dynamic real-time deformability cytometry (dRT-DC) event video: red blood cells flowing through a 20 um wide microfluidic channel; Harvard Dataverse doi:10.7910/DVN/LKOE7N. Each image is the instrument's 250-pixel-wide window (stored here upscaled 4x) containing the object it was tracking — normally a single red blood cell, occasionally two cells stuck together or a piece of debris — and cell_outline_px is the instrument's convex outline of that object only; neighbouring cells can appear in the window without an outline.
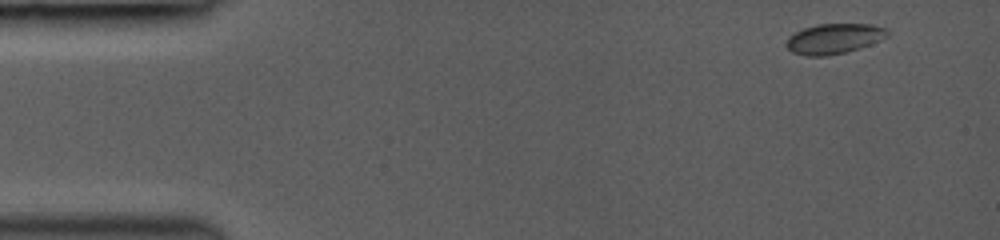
{"species": "common noctule bat (a hibernating species)", "species_latin": "Nyctalus noctula", "temperature_condition": "room temperature", "stored_images_in_passage": 5, "camera_frame_rate_fps": 3000, "um_per_image_px": 0.085, "animal": {"sex": "female", "body_mass_g": 19.0, "forearm_length_mm": 53.3}, "frame": {"image": 1, "passage_image": 1, "time_ms": 0.0, "image_size_px": [1000, 240], "cell_outline_px": [[888, 36], [880, 40], [860, 48], [848, 52], [828, 56], [804, 56], [792, 52], [788, 48], [788, 36], [804, 28], [816, 24], [872, 24], [888, 28]], "centroid_in_image_um": [70.92, 3.29], "position_along_channel_um": 14.1, "area_um2": 17.86}}
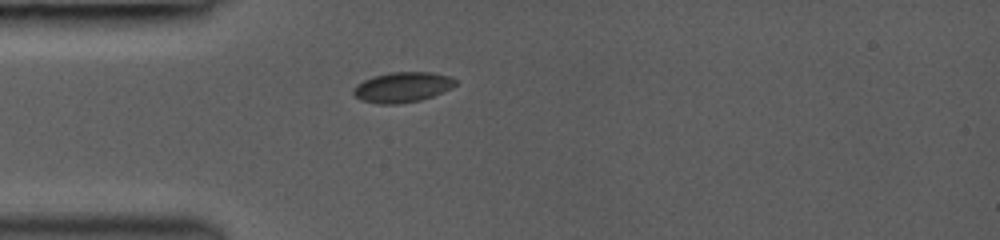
{"frame": {"image": 2, "passage_image": 5, "time_ms": 3.333, "image_size_px": [1000, 240], "cell_outline_px": [[456, 84], [452, 88], [432, 96], [420, 100], [396, 104], [380, 104], [360, 100], [352, 92], [352, 88], [356, 84], [372, 76], [392, 72], [432, 72], [448, 76], [456, 80]], "centroid_in_image_um": [34.17, 7.41], "position_along_channel_um": 50.8, "area_um2": 17.98}}